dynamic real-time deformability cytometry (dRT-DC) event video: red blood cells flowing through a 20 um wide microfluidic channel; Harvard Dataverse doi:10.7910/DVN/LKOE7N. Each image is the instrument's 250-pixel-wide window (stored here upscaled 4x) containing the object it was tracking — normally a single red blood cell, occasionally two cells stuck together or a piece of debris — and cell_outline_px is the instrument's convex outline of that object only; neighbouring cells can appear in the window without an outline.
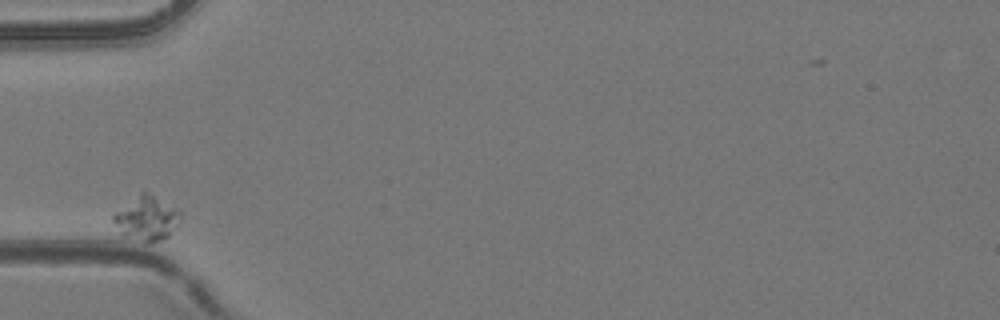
{"species": "common noctule bat (a hibernating species)", "species_latin": "Nyctalus noctula", "temperature_condition": "room temperature", "stored_images_in_passage": 3, "camera_frame_rate_fps": 3000, "um_per_image_px": 0.085, "animal": {"sex": "female", "body_mass_g": 24.6, "forearm_length_mm": 56.2}, "frame": {"image": 1, "passage_image": 1, "time_ms": 0.0, "image_size_px": [1000, 320], "cell_outline_px": [[180, 216], [168, 236], [160, 240], [144, 240], [124, 236], [120, 232], [112, 220], [112, 216], [116, 212], [140, 192], [148, 192], [176, 208], [180, 212]], "centroid_in_image_um": [12.43, 18.52], "position_along_channel_um": 72.6, "area_um2": 16.47}}
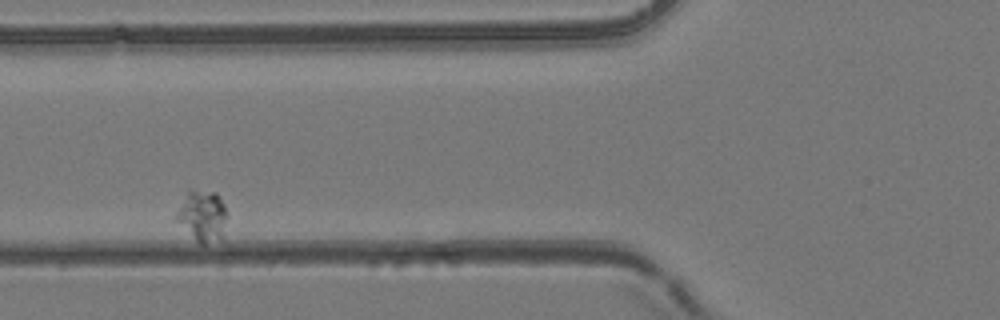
{"frame": {"image": 2, "passage_image": 2, "time_ms": 0.333, "image_size_px": [1000, 320], "cell_outline_px": [[224, 240], [204, 244], [200, 244], [172, 220], [172, 216], [188, 192], [216, 192], [220, 196], [224, 204]], "centroid_in_image_um": [17.15, 18.42], "position_along_channel_um": 108.7, "area_um2": 15.14}}